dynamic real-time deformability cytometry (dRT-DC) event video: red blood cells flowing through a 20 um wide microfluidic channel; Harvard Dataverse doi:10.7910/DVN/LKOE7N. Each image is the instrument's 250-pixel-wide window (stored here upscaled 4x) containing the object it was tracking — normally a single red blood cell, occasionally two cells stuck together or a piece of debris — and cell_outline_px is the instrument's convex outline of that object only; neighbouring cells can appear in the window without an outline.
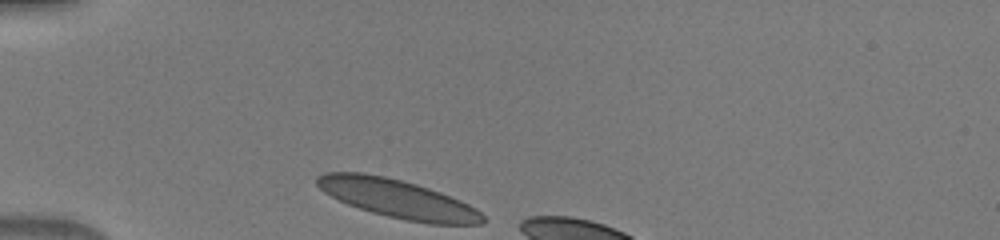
{"species": "human", "species_latin": "Homo sapiens", "temperature_condition": "warm", "stored_images_in_passage": 6, "camera_frame_rate_fps": 3000, "um_per_image_px": 0.085, "donor": {"sex": "male"}, "frame": {"image": 1, "passage_image": 1, "time_ms": 0.0, "image_size_px": [1000, 240], "cell_outline_px": [[488, 220], [484, 224], [432, 224], [404, 220], [372, 212], [348, 204], [324, 192], [316, 184], [316, 176], [324, 172], [364, 172], [384, 176], [416, 184], [440, 192], [460, 200], [476, 208]], "centroid_in_image_um": [33.82, 16.89], "position_along_channel_um": 51.2, "area_um2": 37.11}}